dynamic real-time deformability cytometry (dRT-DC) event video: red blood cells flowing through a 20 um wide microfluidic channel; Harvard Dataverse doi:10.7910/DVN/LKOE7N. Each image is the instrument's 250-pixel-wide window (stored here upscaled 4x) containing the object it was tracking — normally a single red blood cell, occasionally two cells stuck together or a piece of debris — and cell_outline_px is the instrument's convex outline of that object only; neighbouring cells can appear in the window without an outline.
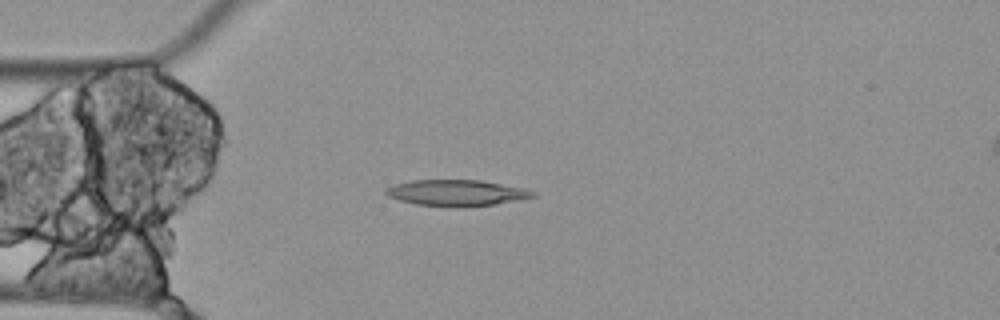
{"species": "Egyptian fruit bat (a non-hibernating species)", "species_latin": "Rousettus aegyptiacus", "temperature_condition": "cold", "stored_images_in_passage": 3, "camera_frame_rate_fps": 3000, "um_per_image_px": 0.085, "animal": {"sex": "female"}, "frame": {"image": 1, "passage_image": 3, "time_ms": 0.667, "image_size_px": [1000, 320], "cell_outline_px": [[536, 196], [496, 204], [464, 208], [452, 208], [416, 204], [400, 200], [388, 196], [384, 192], [384, 188], [396, 184], [412, 180], [480, 180], [524, 188], [536, 192]], "centroid_in_image_um": [38.79, 16.41], "position_along_channel_um": 46.2, "area_um2": 22.6}}